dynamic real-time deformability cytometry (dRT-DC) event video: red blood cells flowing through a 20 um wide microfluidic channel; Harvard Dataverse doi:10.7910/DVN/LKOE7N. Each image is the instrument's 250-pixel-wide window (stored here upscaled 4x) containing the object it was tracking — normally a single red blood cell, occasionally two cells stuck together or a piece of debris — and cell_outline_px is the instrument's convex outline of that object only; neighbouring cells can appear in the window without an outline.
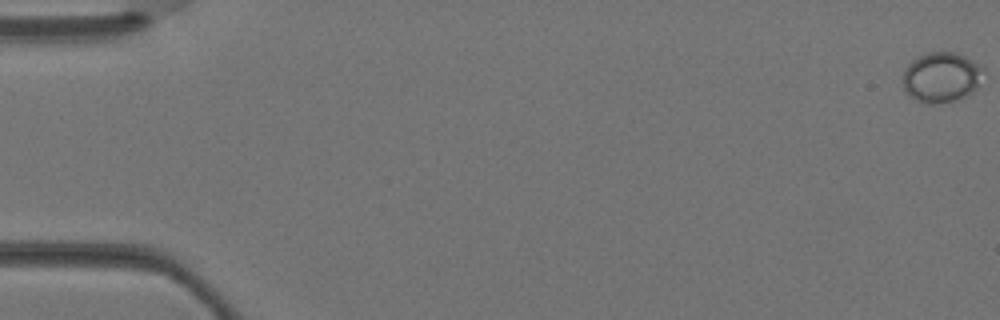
{"species": "Egyptian fruit bat (a non-hibernating species)", "species_latin": "Rousettus aegyptiacus", "temperature_condition": "warm", "stored_images_in_passage": 4, "camera_frame_rate_fps": 3000, "um_per_image_px": 0.085, "animal": {"sex": "female"}, "frame": {"image": 1, "passage_image": 1, "time_ms": 0.0, "image_size_px": [1000, 320], "cell_outline_px": [[984, 68], [976, 88], [972, 92], [964, 96], [952, 100], [916, 100], [908, 96], [904, 88], [904, 68], [912, 60], [928, 52], [952, 52], [964, 56], [972, 60]], "centroid_in_image_um": [80.0, 6.51], "position_along_channel_um": 5.0, "area_um2": 22.6}}
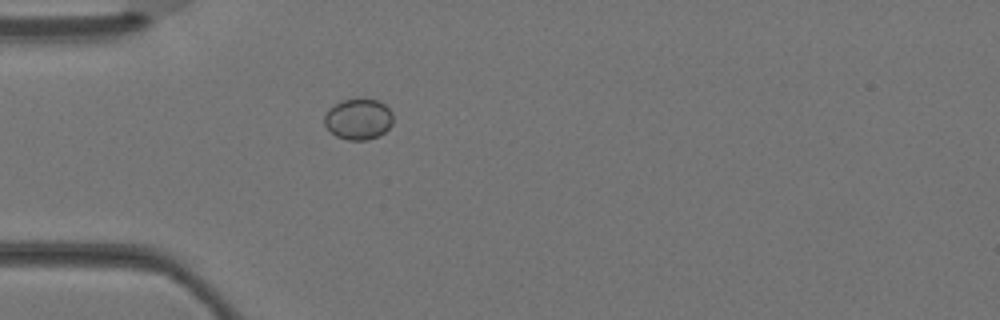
{"frame": {"image": 2, "passage_image": 4, "time_ms": 1.0, "image_size_px": [1000, 320], "cell_outline_px": [[392, 124], [380, 136], [368, 140], [348, 140], [336, 136], [324, 124], [324, 116], [328, 108], [340, 100], [376, 100], [384, 104], [392, 112]], "centroid_in_image_um": [30.45, 10.14], "position_along_channel_um": 54.6, "area_um2": 16.3}}